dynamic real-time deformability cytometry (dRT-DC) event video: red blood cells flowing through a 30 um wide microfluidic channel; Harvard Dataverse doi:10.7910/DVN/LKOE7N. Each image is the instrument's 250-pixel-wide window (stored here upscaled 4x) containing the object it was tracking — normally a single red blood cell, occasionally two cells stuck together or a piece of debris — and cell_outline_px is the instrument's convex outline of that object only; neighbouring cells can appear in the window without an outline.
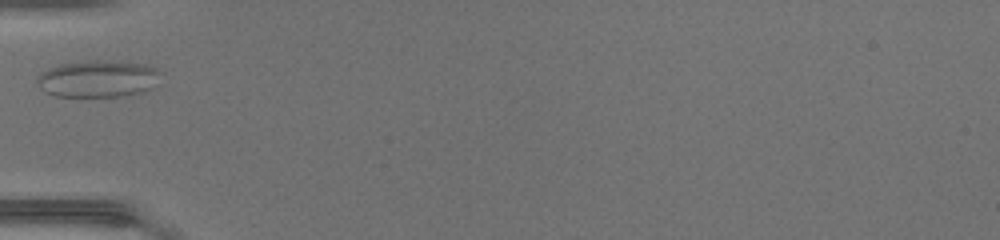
{"species": "common noctule bat (a hibernating species)", "species_latin": "Nyctalus noctula", "temperature_condition": "warm", "stored_images_in_passage": 25, "camera_frame_rate_fps": 3000, "um_per_image_px": 0.085, "animal": {"sex": "female", "body_mass_g": 17.0, "forearm_length_mm": 48.0}, "frame": {"image": 1, "passage_image": 1, "time_ms": 0.0, "image_size_px": [1000, 240], "cell_outline_px": [[156, 72], [148, 88], [140, 92], [120, 96], [56, 96], [44, 92], [36, 84], [36, 80], [48, 68], [60, 64], [96, 60], [112, 60], [144, 64], [156, 68]], "centroid_in_image_um": [8.19, 6.69], "position_along_channel_um": 76.8, "area_um2": 25.78}}
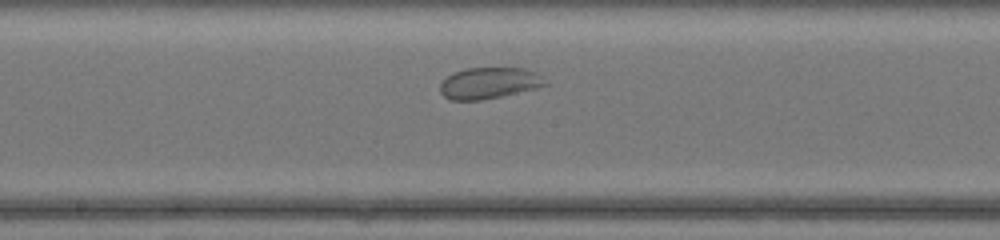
{"frame": {"image": 2, "passage_image": 10, "time_ms": 3.0, "image_size_px": [1000, 240], "cell_outline_px": [[548, 84], [536, 88], [500, 96], [480, 100], [448, 100], [440, 92], [440, 84], [448, 76], [464, 68], [524, 68], [540, 76]], "centroid_in_image_um": [41.53, 7.07], "position_along_channel_um": 206.7, "area_um2": 18.84}}
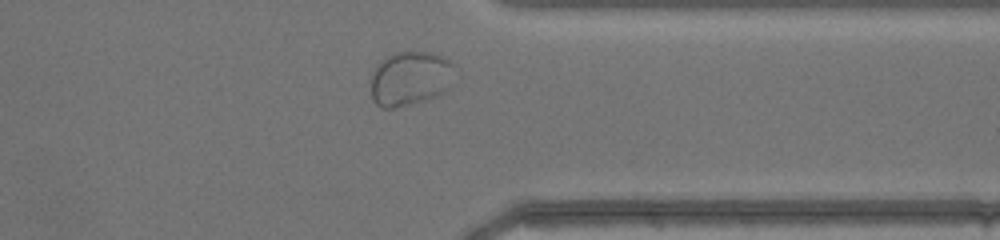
{"frame": {"image": 3, "passage_image": 22, "time_ms": 7.0, "image_size_px": [1000, 240], "cell_outline_px": [[456, 68], [448, 88], [436, 96], [424, 100], [392, 108], [380, 108], [372, 100], [372, 72], [388, 56], [396, 52], [432, 52], [452, 60], [456, 64]], "centroid_in_image_um": [34.91, 6.66], "position_along_channel_um": 376.5, "area_um2": 26.47}}